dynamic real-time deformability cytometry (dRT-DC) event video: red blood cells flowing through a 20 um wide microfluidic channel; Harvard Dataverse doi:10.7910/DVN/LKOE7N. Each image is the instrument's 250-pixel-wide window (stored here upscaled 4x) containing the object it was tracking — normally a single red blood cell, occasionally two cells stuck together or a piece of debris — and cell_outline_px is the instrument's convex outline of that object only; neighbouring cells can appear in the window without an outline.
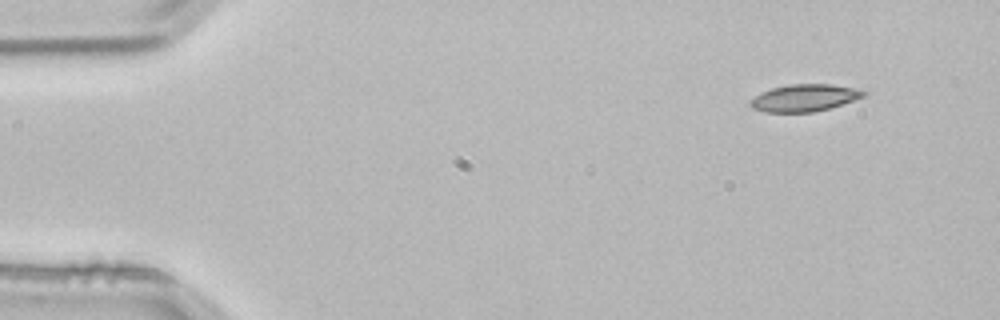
{"species": "common noctule bat (a hibernating species)", "species_latin": "Nyctalus noctula", "temperature_condition": "room temperature", "stored_images_in_passage": 3, "camera_frame_rate_fps": 3000, "um_per_image_px": 0.085, "animal": {"sex": "male", "body_mass_g": 21.5, "forearm_length_mm": 52.0}, "frame": {"image": 1, "passage_image": 1, "time_ms": 0.0, "image_size_px": [1000, 320], "cell_outline_px": [[868, 92], [864, 96], [828, 108], [812, 112], [768, 112], [752, 108], [748, 104], [748, 100], [772, 88], [788, 84], [832, 84], [852, 88]], "centroid_in_image_um": [68.33, 8.31], "position_along_channel_um": 16.7, "area_um2": 17.57}}